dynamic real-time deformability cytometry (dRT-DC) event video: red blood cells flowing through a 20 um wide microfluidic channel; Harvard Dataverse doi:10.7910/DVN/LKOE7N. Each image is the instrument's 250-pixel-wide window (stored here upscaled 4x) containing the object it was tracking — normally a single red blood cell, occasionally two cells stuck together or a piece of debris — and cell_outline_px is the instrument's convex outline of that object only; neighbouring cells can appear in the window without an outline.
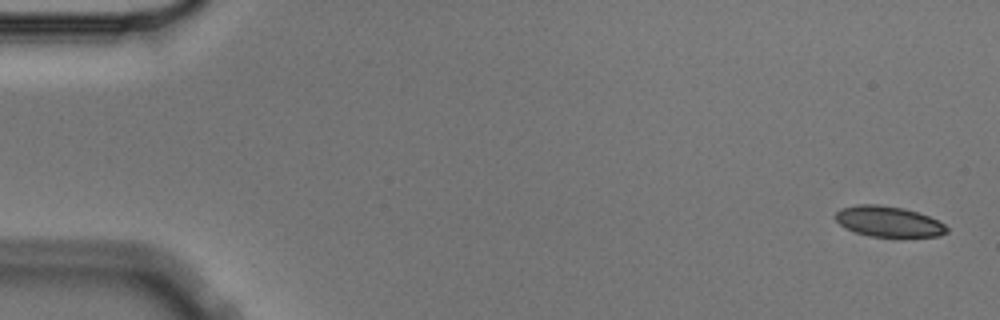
{"species": "Egyptian fruit bat (a non-hibernating species)", "species_latin": "Rousettus aegyptiacus", "temperature_condition": "cold", "stored_images_in_passage": 6, "camera_frame_rate_fps": 3000, "um_per_image_px": 0.085, "animal": {"sex": "male"}, "frame": {"image": 1, "passage_image": 1, "time_ms": 0.0, "image_size_px": [1000, 320], "cell_outline_px": [[948, 232], [940, 236], [872, 236], [856, 232], [844, 228], [832, 216], [840, 208], [856, 204], [880, 204], [904, 208], [928, 216], [944, 224], [948, 228]], "centroid_in_image_um": [75.47, 18.81], "position_along_channel_um": 9.5, "area_um2": 19.83}}
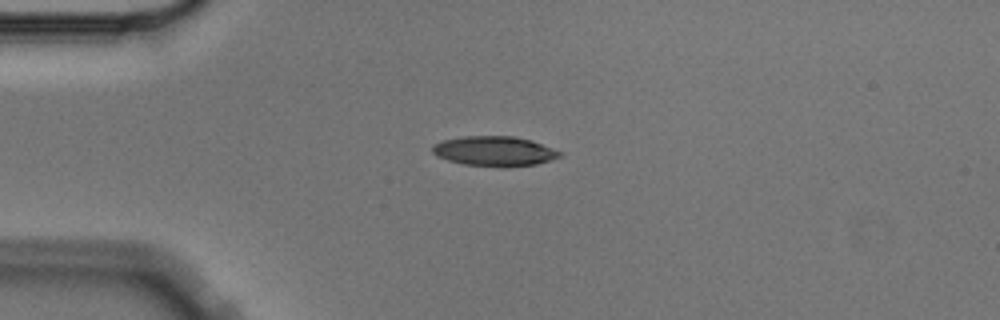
{"frame": {"image": 2, "passage_image": 6, "time_ms": 1.667, "image_size_px": [1000, 320], "cell_outline_px": [[564, 152], [560, 156], [536, 164], [464, 164], [448, 160], [436, 156], [432, 152], [432, 144], [444, 140], [464, 136], [512, 136], [532, 140]], "centroid_in_image_um": [42.0, 12.79], "position_along_channel_um": 43.0, "area_um2": 21.27}}